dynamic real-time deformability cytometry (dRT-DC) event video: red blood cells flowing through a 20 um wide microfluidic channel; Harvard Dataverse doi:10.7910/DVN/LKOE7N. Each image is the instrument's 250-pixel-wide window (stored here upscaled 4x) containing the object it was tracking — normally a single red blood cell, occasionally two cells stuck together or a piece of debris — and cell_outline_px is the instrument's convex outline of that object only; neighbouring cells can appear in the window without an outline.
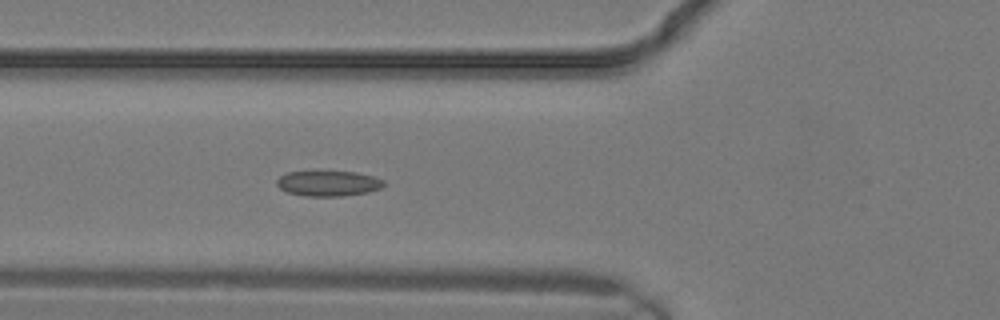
{"species": "common noctule bat (a hibernating species)", "species_latin": "Nyctalus noctula", "temperature_condition": "warm", "stored_images_in_passage": 4, "camera_frame_rate_fps": 3000, "um_per_image_px": 0.085, "animal": {"sex": "male", "body_mass_g": 19.2, "forearm_length_mm": 51.8}, "frame": {"image": 1, "passage_image": 4, "time_ms": 1.0, "image_size_px": [1000, 320], "cell_outline_px": [[384, 184], [380, 188], [368, 192], [340, 196], [304, 196], [288, 192], [280, 188], [276, 184], [276, 180], [280, 176], [288, 172], [356, 172], [372, 176], [384, 180]], "centroid_in_image_um": [27.89, 15.59], "position_along_channel_um": 97.9, "area_um2": 15.61}}